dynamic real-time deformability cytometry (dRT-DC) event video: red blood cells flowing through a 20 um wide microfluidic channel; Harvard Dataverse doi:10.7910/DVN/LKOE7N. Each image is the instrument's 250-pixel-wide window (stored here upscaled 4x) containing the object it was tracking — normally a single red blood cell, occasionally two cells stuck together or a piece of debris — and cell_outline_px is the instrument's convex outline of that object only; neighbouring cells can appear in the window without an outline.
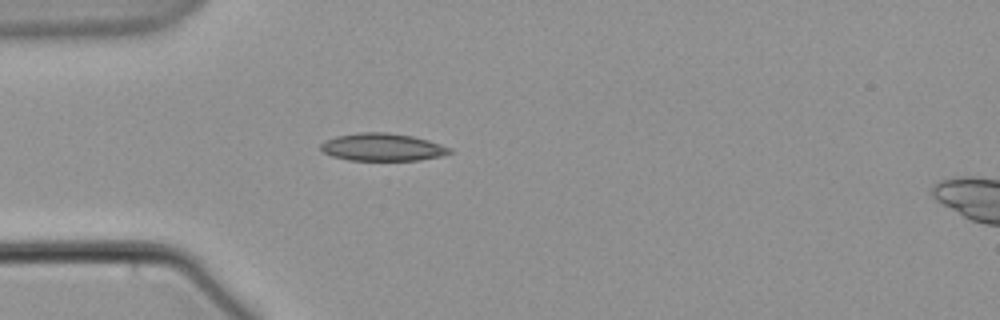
{"species": "common noctule bat (a hibernating species)", "species_latin": "Nyctalus noctula", "temperature_condition": "warm", "stored_images_in_passage": 2, "camera_frame_rate_fps": 3000, "um_per_image_px": 0.085, "animal": {"sex": "male", "body_mass_g": 21.5, "forearm_length_mm": 52.0}, "frame": {"image": 1, "passage_image": 1, "time_ms": 0.0, "image_size_px": [1000, 320], "cell_outline_px": [[452, 152], [440, 156], [420, 160], [348, 160], [332, 156], [324, 152], [320, 148], [320, 144], [324, 140], [336, 136], [360, 132], [384, 132], [412, 136], [428, 140], [452, 148]], "centroid_in_image_um": [32.49, 12.5], "position_along_channel_um": 52.5, "area_um2": 20.69}}